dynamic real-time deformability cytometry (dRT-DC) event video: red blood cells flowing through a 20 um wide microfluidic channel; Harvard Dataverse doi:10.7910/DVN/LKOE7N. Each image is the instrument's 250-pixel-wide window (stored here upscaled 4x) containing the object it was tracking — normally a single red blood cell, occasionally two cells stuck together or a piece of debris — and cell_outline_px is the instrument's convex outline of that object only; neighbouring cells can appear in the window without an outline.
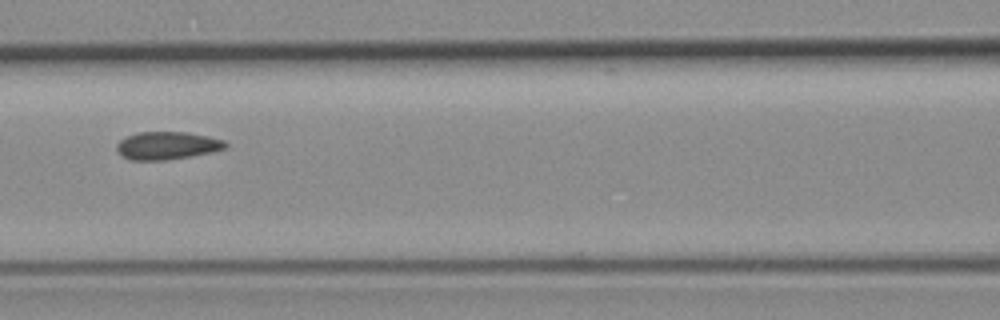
{"species": "common noctule bat (a hibernating species)", "species_latin": "Nyctalus noctula", "temperature_condition": "room temperature", "stored_images_in_passage": 9, "camera_frame_rate_fps": 3000, "um_per_image_px": 0.085, "animal": {"sex": "female", "body_mass_g": 19.3, "forearm_length_mm": 54.1}, "frame": {"image": 1, "passage_image": 7, "time_ms": 2.0, "image_size_px": [1000, 320], "cell_outline_px": [[228, 148], [212, 152], [192, 156], [164, 160], [128, 160], [120, 156], [116, 148], [116, 144], [120, 140], [136, 132], [184, 132], [208, 136], [224, 140], [228, 144]], "centroid_in_image_um": [14.2, 12.38], "position_along_channel_um": 152.4, "area_um2": 17.8}}
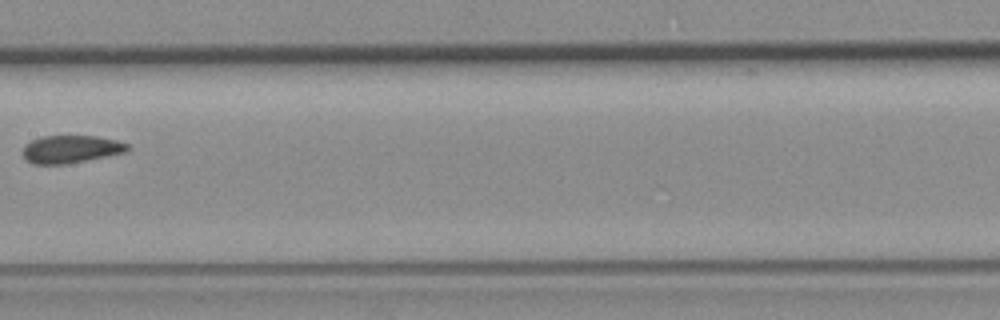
{"frame": {"image": 2, "passage_image": 8, "time_ms": 2.333, "image_size_px": [1000, 320], "cell_outline_px": [[132, 148], [128, 152], [64, 164], [32, 164], [20, 152], [24, 144], [40, 136], [96, 136], [116, 140], [128, 144]], "centroid_in_image_um": [6.02, 12.67], "position_along_channel_um": 201.4, "area_um2": 17.05}}
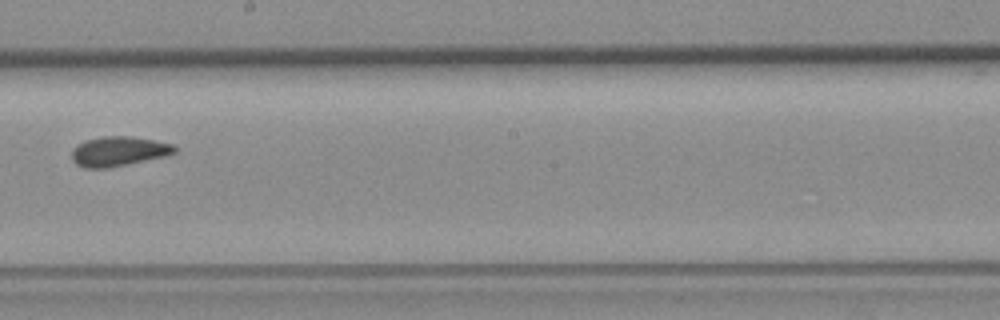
{"frame": {"image": 3, "passage_image": 9, "time_ms": 2.667, "image_size_px": [1000, 320], "cell_outline_px": [[176, 152], [168, 156], [108, 168], [84, 168], [76, 164], [72, 160], [72, 148], [76, 144], [84, 140], [104, 136], [132, 136], [172, 144], [176, 148]], "centroid_in_image_um": [10.06, 12.86], "position_along_channel_um": 238.1, "area_um2": 17.98}}